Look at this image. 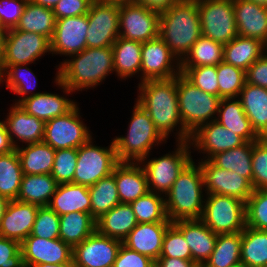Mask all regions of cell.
<instances>
[{"mask_svg":"<svg viewBox=\"0 0 267 267\" xmlns=\"http://www.w3.org/2000/svg\"><path fill=\"white\" fill-rule=\"evenodd\" d=\"M137 88L139 93L135 102L147 111L160 134L166 140L174 133L176 142L189 141L180 118L176 77L146 80L139 82Z\"/></svg>","mask_w":267,"mask_h":267,"instance_id":"obj_1","label":"cell"},{"mask_svg":"<svg viewBox=\"0 0 267 267\" xmlns=\"http://www.w3.org/2000/svg\"><path fill=\"white\" fill-rule=\"evenodd\" d=\"M69 58L56 66V74L57 79L74 93L95 88L114 72L112 47H87Z\"/></svg>","mask_w":267,"mask_h":267,"instance_id":"obj_2","label":"cell"},{"mask_svg":"<svg viewBox=\"0 0 267 267\" xmlns=\"http://www.w3.org/2000/svg\"><path fill=\"white\" fill-rule=\"evenodd\" d=\"M202 35L196 0H180L160 13L159 37L181 61Z\"/></svg>","mask_w":267,"mask_h":267,"instance_id":"obj_3","label":"cell"},{"mask_svg":"<svg viewBox=\"0 0 267 267\" xmlns=\"http://www.w3.org/2000/svg\"><path fill=\"white\" fill-rule=\"evenodd\" d=\"M196 164L192 159L164 196L166 215L171 222L202 216L206 191L201 167Z\"/></svg>","mask_w":267,"mask_h":267,"instance_id":"obj_4","label":"cell"},{"mask_svg":"<svg viewBox=\"0 0 267 267\" xmlns=\"http://www.w3.org/2000/svg\"><path fill=\"white\" fill-rule=\"evenodd\" d=\"M132 112L127 135L115 136L113 141L120 162L139 163L151 154L155 145L158 147L167 141L156 129L147 111L137 102Z\"/></svg>","mask_w":267,"mask_h":267,"instance_id":"obj_5","label":"cell"},{"mask_svg":"<svg viewBox=\"0 0 267 267\" xmlns=\"http://www.w3.org/2000/svg\"><path fill=\"white\" fill-rule=\"evenodd\" d=\"M176 85L180 118L190 137L200 126L216 120L221 98L200 90L182 73L176 76Z\"/></svg>","mask_w":267,"mask_h":267,"instance_id":"obj_6","label":"cell"},{"mask_svg":"<svg viewBox=\"0 0 267 267\" xmlns=\"http://www.w3.org/2000/svg\"><path fill=\"white\" fill-rule=\"evenodd\" d=\"M191 148L189 141L176 142L172 153L169 151L161 157L151 159L149 155L139 162L145 171L150 192L166 195L179 173L192 160Z\"/></svg>","mask_w":267,"mask_h":267,"instance_id":"obj_7","label":"cell"},{"mask_svg":"<svg viewBox=\"0 0 267 267\" xmlns=\"http://www.w3.org/2000/svg\"><path fill=\"white\" fill-rule=\"evenodd\" d=\"M93 140L91 137L77 148L74 184L92 186L100 179L111 175L120 163L113 139L108 147L97 146Z\"/></svg>","mask_w":267,"mask_h":267,"instance_id":"obj_8","label":"cell"},{"mask_svg":"<svg viewBox=\"0 0 267 267\" xmlns=\"http://www.w3.org/2000/svg\"><path fill=\"white\" fill-rule=\"evenodd\" d=\"M200 220L216 234L242 232L246 227L245 202L232 196L206 194Z\"/></svg>","mask_w":267,"mask_h":267,"instance_id":"obj_9","label":"cell"},{"mask_svg":"<svg viewBox=\"0 0 267 267\" xmlns=\"http://www.w3.org/2000/svg\"><path fill=\"white\" fill-rule=\"evenodd\" d=\"M202 35L222 45L238 36L233 0H196Z\"/></svg>","mask_w":267,"mask_h":267,"instance_id":"obj_10","label":"cell"},{"mask_svg":"<svg viewBox=\"0 0 267 267\" xmlns=\"http://www.w3.org/2000/svg\"><path fill=\"white\" fill-rule=\"evenodd\" d=\"M78 104L67 114L46 121L43 141L55 150L78 148L93 135L80 116Z\"/></svg>","mask_w":267,"mask_h":267,"instance_id":"obj_11","label":"cell"},{"mask_svg":"<svg viewBox=\"0 0 267 267\" xmlns=\"http://www.w3.org/2000/svg\"><path fill=\"white\" fill-rule=\"evenodd\" d=\"M4 65L35 64L42 55L51 53V41L39 33L6 30L3 40Z\"/></svg>","mask_w":267,"mask_h":267,"instance_id":"obj_12","label":"cell"},{"mask_svg":"<svg viewBox=\"0 0 267 267\" xmlns=\"http://www.w3.org/2000/svg\"><path fill=\"white\" fill-rule=\"evenodd\" d=\"M87 17L86 47H112L119 37V5L94 0Z\"/></svg>","mask_w":267,"mask_h":267,"instance_id":"obj_13","label":"cell"},{"mask_svg":"<svg viewBox=\"0 0 267 267\" xmlns=\"http://www.w3.org/2000/svg\"><path fill=\"white\" fill-rule=\"evenodd\" d=\"M160 13L137 3L119 5V37L147 42L159 36Z\"/></svg>","mask_w":267,"mask_h":267,"instance_id":"obj_14","label":"cell"},{"mask_svg":"<svg viewBox=\"0 0 267 267\" xmlns=\"http://www.w3.org/2000/svg\"><path fill=\"white\" fill-rule=\"evenodd\" d=\"M180 73V61L159 36L142 43L141 82L171 79Z\"/></svg>","mask_w":267,"mask_h":267,"instance_id":"obj_15","label":"cell"},{"mask_svg":"<svg viewBox=\"0 0 267 267\" xmlns=\"http://www.w3.org/2000/svg\"><path fill=\"white\" fill-rule=\"evenodd\" d=\"M122 241L95 230L73 248L72 259L77 267H113Z\"/></svg>","mask_w":267,"mask_h":267,"instance_id":"obj_16","label":"cell"},{"mask_svg":"<svg viewBox=\"0 0 267 267\" xmlns=\"http://www.w3.org/2000/svg\"><path fill=\"white\" fill-rule=\"evenodd\" d=\"M206 194H221L238 198L244 202L253 192L251 183L235 171L215 166L210 160H200Z\"/></svg>","mask_w":267,"mask_h":267,"instance_id":"obj_17","label":"cell"},{"mask_svg":"<svg viewBox=\"0 0 267 267\" xmlns=\"http://www.w3.org/2000/svg\"><path fill=\"white\" fill-rule=\"evenodd\" d=\"M192 150L203 154L201 160H209L213 155L239 147L246 141L216 120L200 126L189 139ZM206 156H205V155Z\"/></svg>","mask_w":267,"mask_h":267,"instance_id":"obj_18","label":"cell"},{"mask_svg":"<svg viewBox=\"0 0 267 267\" xmlns=\"http://www.w3.org/2000/svg\"><path fill=\"white\" fill-rule=\"evenodd\" d=\"M87 14L56 19L54 34L51 38V54L66 57L80 53L86 47L88 31Z\"/></svg>","mask_w":267,"mask_h":267,"instance_id":"obj_19","label":"cell"},{"mask_svg":"<svg viewBox=\"0 0 267 267\" xmlns=\"http://www.w3.org/2000/svg\"><path fill=\"white\" fill-rule=\"evenodd\" d=\"M54 79V83L59 89L61 88L63 93H65L64 95L45 91L29 96L19 103L28 114L45 122L67 114L77 105L76 101L74 102L72 99L66 97L69 94L72 95L71 93L73 92L57 79V74H55Z\"/></svg>","mask_w":267,"mask_h":267,"instance_id":"obj_20","label":"cell"},{"mask_svg":"<svg viewBox=\"0 0 267 267\" xmlns=\"http://www.w3.org/2000/svg\"><path fill=\"white\" fill-rule=\"evenodd\" d=\"M24 267L36 264H60L72 260L73 249L60 238L28 236L21 243Z\"/></svg>","mask_w":267,"mask_h":267,"instance_id":"obj_21","label":"cell"},{"mask_svg":"<svg viewBox=\"0 0 267 267\" xmlns=\"http://www.w3.org/2000/svg\"><path fill=\"white\" fill-rule=\"evenodd\" d=\"M13 105V106H12ZM4 123L12 145L16 148L22 145L42 142L46 122L28 114L19 104H11Z\"/></svg>","mask_w":267,"mask_h":267,"instance_id":"obj_22","label":"cell"},{"mask_svg":"<svg viewBox=\"0 0 267 267\" xmlns=\"http://www.w3.org/2000/svg\"><path fill=\"white\" fill-rule=\"evenodd\" d=\"M39 206L10 200L0 222V236L20 244L31 234Z\"/></svg>","mask_w":267,"mask_h":267,"instance_id":"obj_23","label":"cell"},{"mask_svg":"<svg viewBox=\"0 0 267 267\" xmlns=\"http://www.w3.org/2000/svg\"><path fill=\"white\" fill-rule=\"evenodd\" d=\"M172 224L183 234L192 253V261L202 267L213 252L217 234L200 219L178 220Z\"/></svg>","mask_w":267,"mask_h":267,"instance_id":"obj_24","label":"cell"},{"mask_svg":"<svg viewBox=\"0 0 267 267\" xmlns=\"http://www.w3.org/2000/svg\"><path fill=\"white\" fill-rule=\"evenodd\" d=\"M172 222L138 223L122 244L156 261L161 254L164 234Z\"/></svg>","mask_w":267,"mask_h":267,"instance_id":"obj_25","label":"cell"},{"mask_svg":"<svg viewBox=\"0 0 267 267\" xmlns=\"http://www.w3.org/2000/svg\"><path fill=\"white\" fill-rule=\"evenodd\" d=\"M233 5L238 35L267 46V7L247 0H233Z\"/></svg>","mask_w":267,"mask_h":267,"instance_id":"obj_26","label":"cell"},{"mask_svg":"<svg viewBox=\"0 0 267 267\" xmlns=\"http://www.w3.org/2000/svg\"><path fill=\"white\" fill-rule=\"evenodd\" d=\"M112 175L115 177L120 203L130 204L149 191L146 174L140 163L120 162Z\"/></svg>","mask_w":267,"mask_h":267,"instance_id":"obj_27","label":"cell"},{"mask_svg":"<svg viewBox=\"0 0 267 267\" xmlns=\"http://www.w3.org/2000/svg\"><path fill=\"white\" fill-rule=\"evenodd\" d=\"M256 134L267 136V89L245 82L238 97Z\"/></svg>","mask_w":267,"mask_h":267,"instance_id":"obj_28","label":"cell"},{"mask_svg":"<svg viewBox=\"0 0 267 267\" xmlns=\"http://www.w3.org/2000/svg\"><path fill=\"white\" fill-rule=\"evenodd\" d=\"M48 206L59 216L74 211L90 213L91 198L88 187L74 183L58 184Z\"/></svg>","mask_w":267,"mask_h":267,"instance_id":"obj_29","label":"cell"},{"mask_svg":"<svg viewBox=\"0 0 267 267\" xmlns=\"http://www.w3.org/2000/svg\"><path fill=\"white\" fill-rule=\"evenodd\" d=\"M216 121L241 136L246 142H256L260 139L253 130L238 97L220 100Z\"/></svg>","mask_w":267,"mask_h":267,"instance_id":"obj_30","label":"cell"},{"mask_svg":"<svg viewBox=\"0 0 267 267\" xmlns=\"http://www.w3.org/2000/svg\"><path fill=\"white\" fill-rule=\"evenodd\" d=\"M137 224L130 204L119 203L96 220V230L102 235L123 241Z\"/></svg>","mask_w":267,"mask_h":267,"instance_id":"obj_31","label":"cell"},{"mask_svg":"<svg viewBox=\"0 0 267 267\" xmlns=\"http://www.w3.org/2000/svg\"><path fill=\"white\" fill-rule=\"evenodd\" d=\"M114 72L118 79L125 80L134 75L140 76L141 81V59L142 42L127 40L121 37L112 45Z\"/></svg>","mask_w":267,"mask_h":267,"instance_id":"obj_32","label":"cell"},{"mask_svg":"<svg viewBox=\"0 0 267 267\" xmlns=\"http://www.w3.org/2000/svg\"><path fill=\"white\" fill-rule=\"evenodd\" d=\"M265 52L267 46L263 42L238 35L224 45L223 61L246 71Z\"/></svg>","mask_w":267,"mask_h":267,"instance_id":"obj_33","label":"cell"},{"mask_svg":"<svg viewBox=\"0 0 267 267\" xmlns=\"http://www.w3.org/2000/svg\"><path fill=\"white\" fill-rule=\"evenodd\" d=\"M23 174H51L56 150L45 143L37 142L16 148Z\"/></svg>","mask_w":267,"mask_h":267,"instance_id":"obj_34","label":"cell"},{"mask_svg":"<svg viewBox=\"0 0 267 267\" xmlns=\"http://www.w3.org/2000/svg\"><path fill=\"white\" fill-rule=\"evenodd\" d=\"M57 186L51 174H23L16 200L39 207L48 206Z\"/></svg>","mask_w":267,"mask_h":267,"instance_id":"obj_35","label":"cell"},{"mask_svg":"<svg viewBox=\"0 0 267 267\" xmlns=\"http://www.w3.org/2000/svg\"><path fill=\"white\" fill-rule=\"evenodd\" d=\"M59 218V238L72 249L96 230V220L90 213L74 211Z\"/></svg>","mask_w":267,"mask_h":267,"instance_id":"obj_36","label":"cell"},{"mask_svg":"<svg viewBox=\"0 0 267 267\" xmlns=\"http://www.w3.org/2000/svg\"><path fill=\"white\" fill-rule=\"evenodd\" d=\"M56 18L53 9L45 8L27 0L18 25L20 31L39 33L50 40L54 34Z\"/></svg>","mask_w":267,"mask_h":267,"instance_id":"obj_37","label":"cell"},{"mask_svg":"<svg viewBox=\"0 0 267 267\" xmlns=\"http://www.w3.org/2000/svg\"><path fill=\"white\" fill-rule=\"evenodd\" d=\"M224 45L201 35L180 61V68L217 66L223 62Z\"/></svg>","mask_w":267,"mask_h":267,"instance_id":"obj_38","label":"cell"},{"mask_svg":"<svg viewBox=\"0 0 267 267\" xmlns=\"http://www.w3.org/2000/svg\"><path fill=\"white\" fill-rule=\"evenodd\" d=\"M28 65L29 64L4 65V72L0 77V84L6 82V89H10L14 94L19 95V97L21 96L15 99V104H19L29 96L41 93H33L32 91L37 87V78L33 71L27 67Z\"/></svg>","mask_w":267,"mask_h":267,"instance_id":"obj_39","label":"cell"},{"mask_svg":"<svg viewBox=\"0 0 267 267\" xmlns=\"http://www.w3.org/2000/svg\"><path fill=\"white\" fill-rule=\"evenodd\" d=\"M241 264L246 267L267 265V230H257L246 226L242 231Z\"/></svg>","mask_w":267,"mask_h":267,"instance_id":"obj_40","label":"cell"},{"mask_svg":"<svg viewBox=\"0 0 267 267\" xmlns=\"http://www.w3.org/2000/svg\"><path fill=\"white\" fill-rule=\"evenodd\" d=\"M242 232L217 234L215 248L202 267H232L241 263Z\"/></svg>","mask_w":267,"mask_h":267,"instance_id":"obj_41","label":"cell"},{"mask_svg":"<svg viewBox=\"0 0 267 267\" xmlns=\"http://www.w3.org/2000/svg\"><path fill=\"white\" fill-rule=\"evenodd\" d=\"M209 160L219 168L235 171L252 185V142L217 153Z\"/></svg>","mask_w":267,"mask_h":267,"instance_id":"obj_42","label":"cell"},{"mask_svg":"<svg viewBox=\"0 0 267 267\" xmlns=\"http://www.w3.org/2000/svg\"><path fill=\"white\" fill-rule=\"evenodd\" d=\"M91 198V216L97 220L120 203L115 177L111 174L88 187Z\"/></svg>","mask_w":267,"mask_h":267,"instance_id":"obj_43","label":"cell"},{"mask_svg":"<svg viewBox=\"0 0 267 267\" xmlns=\"http://www.w3.org/2000/svg\"><path fill=\"white\" fill-rule=\"evenodd\" d=\"M22 177L23 171L16 149L0 155V194L9 200L17 199Z\"/></svg>","mask_w":267,"mask_h":267,"instance_id":"obj_44","label":"cell"},{"mask_svg":"<svg viewBox=\"0 0 267 267\" xmlns=\"http://www.w3.org/2000/svg\"><path fill=\"white\" fill-rule=\"evenodd\" d=\"M130 206L138 223L171 222L166 215L164 195L148 191Z\"/></svg>","mask_w":267,"mask_h":267,"instance_id":"obj_45","label":"cell"},{"mask_svg":"<svg viewBox=\"0 0 267 267\" xmlns=\"http://www.w3.org/2000/svg\"><path fill=\"white\" fill-rule=\"evenodd\" d=\"M219 97L237 98L246 82L245 71L224 61L217 65Z\"/></svg>","mask_w":267,"mask_h":267,"instance_id":"obj_46","label":"cell"},{"mask_svg":"<svg viewBox=\"0 0 267 267\" xmlns=\"http://www.w3.org/2000/svg\"><path fill=\"white\" fill-rule=\"evenodd\" d=\"M246 226L267 230V190H253L245 202Z\"/></svg>","mask_w":267,"mask_h":267,"instance_id":"obj_47","label":"cell"},{"mask_svg":"<svg viewBox=\"0 0 267 267\" xmlns=\"http://www.w3.org/2000/svg\"><path fill=\"white\" fill-rule=\"evenodd\" d=\"M252 188L267 190V136L252 142Z\"/></svg>","mask_w":267,"mask_h":267,"instance_id":"obj_48","label":"cell"},{"mask_svg":"<svg viewBox=\"0 0 267 267\" xmlns=\"http://www.w3.org/2000/svg\"><path fill=\"white\" fill-rule=\"evenodd\" d=\"M181 73L200 90L219 96L217 66L180 68Z\"/></svg>","mask_w":267,"mask_h":267,"instance_id":"obj_49","label":"cell"},{"mask_svg":"<svg viewBox=\"0 0 267 267\" xmlns=\"http://www.w3.org/2000/svg\"><path fill=\"white\" fill-rule=\"evenodd\" d=\"M77 164V148L58 149L55 152L51 176L58 184L73 183Z\"/></svg>","mask_w":267,"mask_h":267,"instance_id":"obj_50","label":"cell"},{"mask_svg":"<svg viewBox=\"0 0 267 267\" xmlns=\"http://www.w3.org/2000/svg\"><path fill=\"white\" fill-rule=\"evenodd\" d=\"M59 215L49 206L38 208L32 232L29 236H37L44 239L59 238Z\"/></svg>","mask_w":267,"mask_h":267,"instance_id":"obj_51","label":"cell"},{"mask_svg":"<svg viewBox=\"0 0 267 267\" xmlns=\"http://www.w3.org/2000/svg\"><path fill=\"white\" fill-rule=\"evenodd\" d=\"M160 257L192 260V253L187 241L173 224L167 228L164 234Z\"/></svg>","mask_w":267,"mask_h":267,"instance_id":"obj_52","label":"cell"},{"mask_svg":"<svg viewBox=\"0 0 267 267\" xmlns=\"http://www.w3.org/2000/svg\"><path fill=\"white\" fill-rule=\"evenodd\" d=\"M0 267H24L19 242L0 236Z\"/></svg>","mask_w":267,"mask_h":267,"instance_id":"obj_53","label":"cell"},{"mask_svg":"<svg viewBox=\"0 0 267 267\" xmlns=\"http://www.w3.org/2000/svg\"><path fill=\"white\" fill-rule=\"evenodd\" d=\"M26 2L27 0H0V22L6 30L18 25Z\"/></svg>","mask_w":267,"mask_h":267,"instance_id":"obj_54","label":"cell"},{"mask_svg":"<svg viewBox=\"0 0 267 267\" xmlns=\"http://www.w3.org/2000/svg\"><path fill=\"white\" fill-rule=\"evenodd\" d=\"M113 267H155V261L122 244Z\"/></svg>","mask_w":267,"mask_h":267,"instance_id":"obj_55","label":"cell"},{"mask_svg":"<svg viewBox=\"0 0 267 267\" xmlns=\"http://www.w3.org/2000/svg\"><path fill=\"white\" fill-rule=\"evenodd\" d=\"M94 0H60L53 12L56 19L75 17L88 13L91 3Z\"/></svg>","mask_w":267,"mask_h":267,"instance_id":"obj_56","label":"cell"},{"mask_svg":"<svg viewBox=\"0 0 267 267\" xmlns=\"http://www.w3.org/2000/svg\"><path fill=\"white\" fill-rule=\"evenodd\" d=\"M245 74L247 83L267 89V52L256 60Z\"/></svg>","mask_w":267,"mask_h":267,"instance_id":"obj_57","label":"cell"},{"mask_svg":"<svg viewBox=\"0 0 267 267\" xmlns=\"http://www.w3.org/2000/svg\"><path fill=\"white\" fill-rule=\"evenodd\" d=\"M179 1L180 0H135L134 3L143 5L152 11L162 13Z\"/></svg>","mask_w":267,"mask_h":267,"instance_id":"obj_58","label":"cell"},{"mask_svg":"<svg viewBox=\"0 0 267 267\" xmlns=\"http://www.w3.org/2000/svg\"><path fill=\"white\" fill-rule=\"evenodd\" d=\"M155 267H199L192 260H185L172 257H159L155 261Z\"/></svg>","mask_w":267,"mask_h":267,"instance_id":"obj_59","label":"cell"},{"mask_svg":"<svg viewBox=\"0 0 267 267\" xmlns=\"http://www.w3.org/2000/svg\"><path fill=\"white\" fill-rule=\"evenodd\" d=\"M13 150L15 147L11 143L4 120H0V155L8 154Z\"/></svg>","mask_w":267,"mask_h":267,"instance_id":"obj_60","label":"cell"},{"mask_svg":"<svg viewBox=\"0 0 267 267\" xmlns=\"http://www.w3.org/2000/svg\"><path fill=\"white\" fill-rule=\"evenodd\" d=\"M30 1L36 5L53 9L60 0H30Z\"/></svg>","mask_w":267,"mask_h":267,"instance_id":"obj_61","label":"cell"},{"mask_svg":"<svg viewBox=\"0 0 267 267\" xmlns=\"http://www.w3.org/2000/svg\"><path fill=\"white\" fill-rule=\"evenodd\" d=\"M29 267H77L73 261V259L70 262L66 263H60V264H36L31 265Z\"/></svg>","mask_w":267,"mask_h":267,"instance_id":"obj_62","label":"cell"},{"mask_svg":"<svg viewBox=\"0 0 267 267\" xmlns=\"http://www.w3.org/2000/svg\"><path fill=\"white\" fill-rule=\"evenodd\" d=\"M9 199L5 196H3L2 194H0V222H1V218L4 216L6 207L9 203Z\"/></svg>","mask_w":267,"mask_h":267,"instance_id":"obj_63","label":"cell"},{"mask_svg":"<svg viewBox=\"0 0 267 267\" xmlns=\"http://www.w3.org/2000/svg\"><path fill=\"white\" fill-rule=\"evenodd\" d=\"M4 72L3 40H0V77Z\"/></svg>","mask_w":267,"mask_h":267,"instance_id":"obj_64","label":"cell"},{"mask_svg":"<svg viewBox=\"0 0 267 267\" xmlns=\"http://www.w3.org/2000/svg\"><path fill=\"white\" fill-rule=\"evenodd\" d=\"M98 1L120 5V4L134 3L135 0H98Z\"/></svg>","mask_w":267,"mask_h":267,"instance_id":"obj_65","label":"cell"},{"mask_svg":"<svg viewBox=\"0 0 267 267\" xmlns=\"http://www.w3.org/2000/svg\"><path fill=\"white\" fill-rule=\"evenodd\" d=\"M251 2H255L256 4H259L260 6L267 7V0H247Z\"/></svg>","mask_w":267,"mask_h":267,"instance_id":"obj_66","label":"cell"},{"mask_svg":"<svg viewBox=\"0 0 267 267\" xmlns=\"http://www.w3.org/2000/svg\"><path fill=\"white\" fill-rule=\"evenodd\" d=\"M6 34V29L2 26L0 22V40H4Z\"/></svg>","mask_w":267,"mask_h":267,"instance_id":"obj_67","label":"cell"},{"mask_svg":"<svg viewBox=\"0 0 267 267\" xmlns=\"http://www.w3.org/2000/svg\"><path fill=\"white\" fill-rule=\"evenodd\" d=\"M232 267H246L244 264H237V265H235V266H232Z\"/></svg>","mask_w":267,"mask_h":267,"instance_id":"obj_68","label":"cell"}]
</instances>
